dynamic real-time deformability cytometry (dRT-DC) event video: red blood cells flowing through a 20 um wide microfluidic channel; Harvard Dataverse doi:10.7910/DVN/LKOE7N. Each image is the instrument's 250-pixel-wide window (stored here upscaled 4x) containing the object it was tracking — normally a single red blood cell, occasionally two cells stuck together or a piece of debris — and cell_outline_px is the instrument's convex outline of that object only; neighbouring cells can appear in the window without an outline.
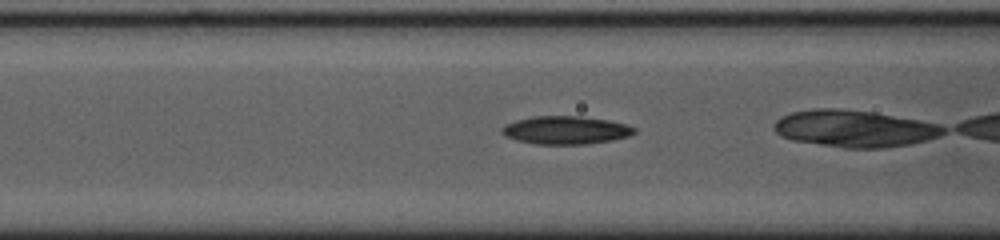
{"species": "common noctule bat (a hibernating species)", "species_latin": "Nyctalus noctula", "temperature_condition": "cold", "stored_images_in_passage": 30, "camera_frame_rate_fps": 3000, "um_per_image_px": 0.085, "animal": {"sex": "female", "body_mass_g": 23.0, "forearm_length_mm": 53.4}, "frame": {"image": 1, "passage_image": 18, "time_ms": 5.667, "image_size_px": [1000, 240], "cell_outline_px": [[636, 132], [628, 136], [612, 140], [584, 144], [536, 144], [516, 140], [504, 136], [500, 132], [500, 128], [504, 124], [516, 120], [532, 116], [580, 116], [608, 120], [628, 124], [636, 128]], "centroid_in_image_um": [48.05, 11.05], "position_along_channel_um": 118.5, "area_um2": 21.85}}